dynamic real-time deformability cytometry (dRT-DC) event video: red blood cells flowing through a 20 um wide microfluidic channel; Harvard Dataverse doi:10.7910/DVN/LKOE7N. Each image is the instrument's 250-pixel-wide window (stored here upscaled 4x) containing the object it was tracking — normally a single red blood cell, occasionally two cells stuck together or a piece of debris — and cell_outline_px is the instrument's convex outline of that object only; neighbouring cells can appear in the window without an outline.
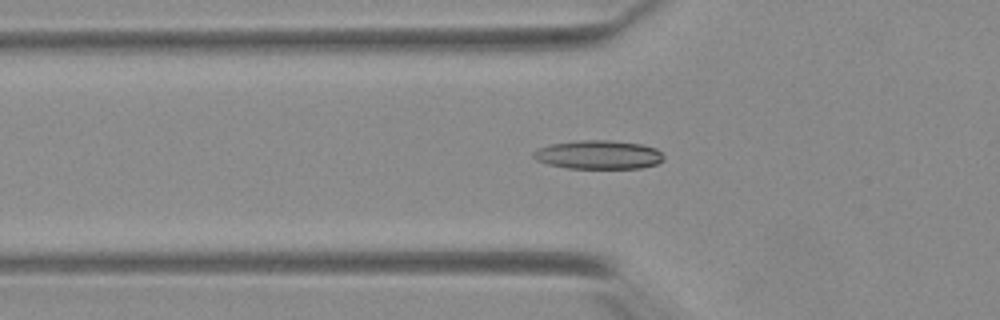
{"species": "Egyptian fruit bat (a non-hibernating species)", "species_latin": "Rousettus aegyptiacus", "temperature_condition": "warm", "stored_images_in_passage": 46, "camera_frame_rate_fps": 3000, "um_per_image_px": 0.085, "animal": {"sex": "female"}, "frame": {"image": 1, "passage_image": 16, "time_ms": 5.0, "image_size_px": [1000, 320], "cell_outline_px": [[664, 160], [656, 164], [640, 168], [568, 168], [548, 164], [536, 160], [532, 156], [532, 152], [548, 144], [580, 140], [608, 140], [640, 144], [656, 148], [664, 156]], "centroid_in_image_um": [50.86, 13.15], "position_along_channel_um": 74.9, "area_um2": 21.79}}
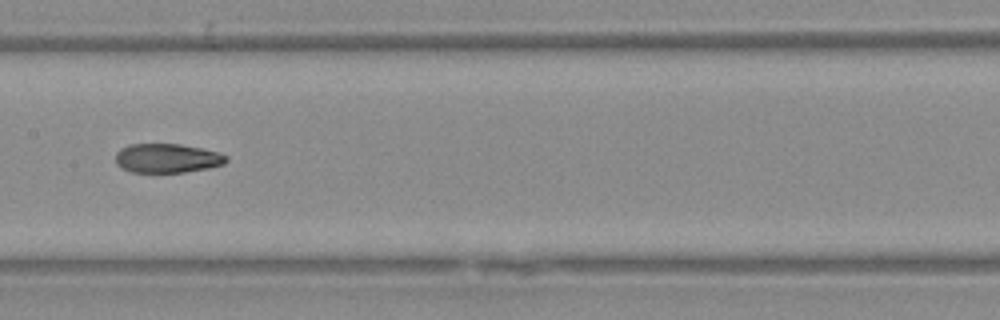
{"frame": {"image": 2, "passage_image": 25, "time_ms": 8.0, "image_size_px": [1000, 320], "cell_outline_px": [[228, 160], [224, 164], [208, 168], [184, 172], [132, 172], [116, 164], [116, 152], [120, 148], [128, 144], [180, 144], [200, 148], [216, 152], [228, 156]], "centroid_in_image_um": [14.2, 13.44], "position_along_channel_um": 193.2, "area_um2": 18.73}}
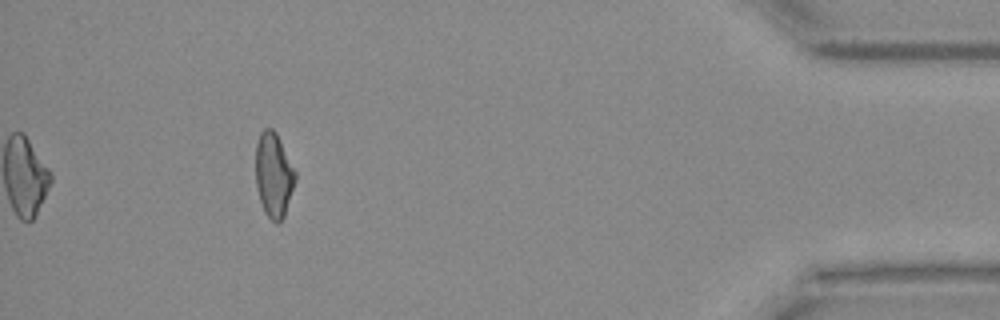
{"frame": {"image": 3, "passage_image": 46, "time_ms": 15.0, "image_size_px": [1000, 320], "cell_outline_px": [[296, 180], [284, 216], [276, 224], [264, 212], [260, 200], [256, 184], [256, 144], [260, 132], [264, 128], [272, 128], [276, 132], [296, 172]], "centroid_in_image_um": [23.26, 14.85], "position_along_channel_um": 411.9, "area_um2": 19.42}, "authors_computed_cell_mechanics": {"area_um2": 19.9121, "velocity_mm_per_s": 3.9279, "shape_relaxation_time_tau1_ms": null, "shape_relaxation_time_tau2_ms": 2.2878, "deformation_change_tau1": null, "deformation_change_tau2": 0.0911}}